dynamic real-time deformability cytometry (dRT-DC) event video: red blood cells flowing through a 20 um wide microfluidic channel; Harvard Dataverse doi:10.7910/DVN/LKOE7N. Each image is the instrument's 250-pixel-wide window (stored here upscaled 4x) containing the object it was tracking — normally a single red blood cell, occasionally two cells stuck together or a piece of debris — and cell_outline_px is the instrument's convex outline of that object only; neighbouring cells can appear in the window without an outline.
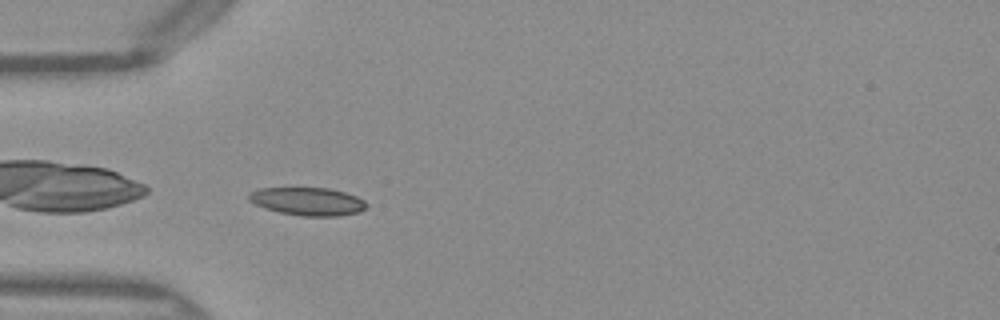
{"species": "Egyptian fruit bat (a non-hibernating species)", "species_latin": "Rousettus aegyptiacus", "temperature_condition": "warm", "stored_images_in_passage": 36, "camera_frame_rate_fps": 3000, "um_per_image_px": 0.085, "frame": {"image": 1, "passage_image": 1, "time_ms": 0.0, "image_size_px": [1000, 320], "cell_outline_px": [[368, 204], [360, 212], [340, 216], [300, 216], [280, 212], [264, 208], [248, 200], [248, 192], [260, 188], [328, 188], [344, 192], [356, 196], [364, 200]], "centroid_in_image_um": [26.15, 17.12], "position_along_channel_um": 58.9, "area_um2": 19.25}}
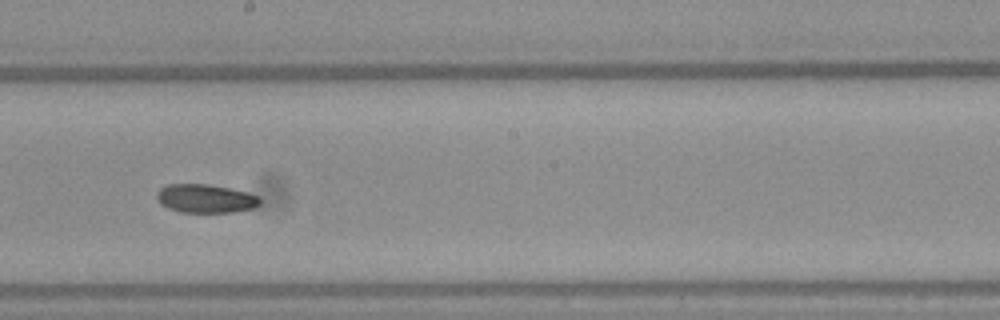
{"frame": {"image": 2, "passage_image": 14, "time_ms": 4.333, "image_size_px": [1000, 320], "cell_outline_px": [[260, 204], [252, 208], [232, 212], [180, 212], [168, 208], [160, 204], [156, 196], [156, 192], [160, 188], [168, 184], [208, 184], [228, 188], [260, 196]], "centroid_in_image_um": [17.43, 16.87], "position_along_channel_um": 230.8, "area_um2": 17.11}}
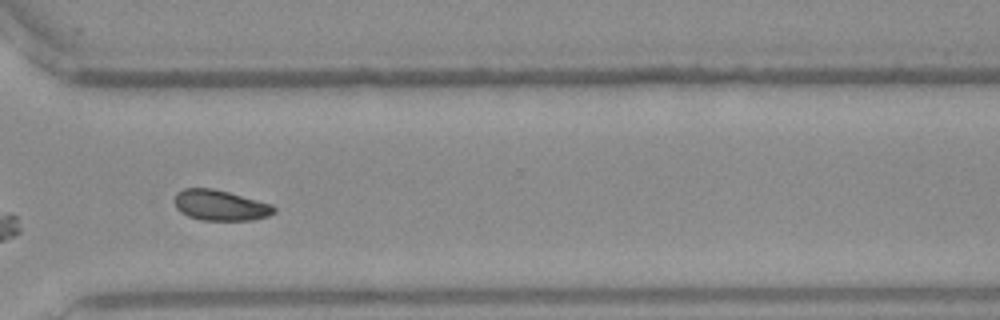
{"frame": {"image": 3, "passage_image": 23, "time_ms": 7.333, "image_size_px": [1000, 320], "cell_outline_px": [[276, 212], [268, 216], [252, 220], [200, 220], [188, 216], [180, 212], [176, 208], [176, 192], [184, 188], [212, 188], [228, 192], [272, 204], [276, 208]], "centroid_in_image_um": [18.73, 17.45], "position_along_channel_um": 351.9, "area_um2": 17.69}, "authors_computed_cell_mechanics": {"area_um2": 17.7446, "velocity_mm_per_s": 4.0392, "shape_relaxation_time_tau1_ms": 5.7259, "shape_relaxation_time_tau2_ms": null, "deformation_change_tau1": 0.1293, "deformation_change_tau2": null}}